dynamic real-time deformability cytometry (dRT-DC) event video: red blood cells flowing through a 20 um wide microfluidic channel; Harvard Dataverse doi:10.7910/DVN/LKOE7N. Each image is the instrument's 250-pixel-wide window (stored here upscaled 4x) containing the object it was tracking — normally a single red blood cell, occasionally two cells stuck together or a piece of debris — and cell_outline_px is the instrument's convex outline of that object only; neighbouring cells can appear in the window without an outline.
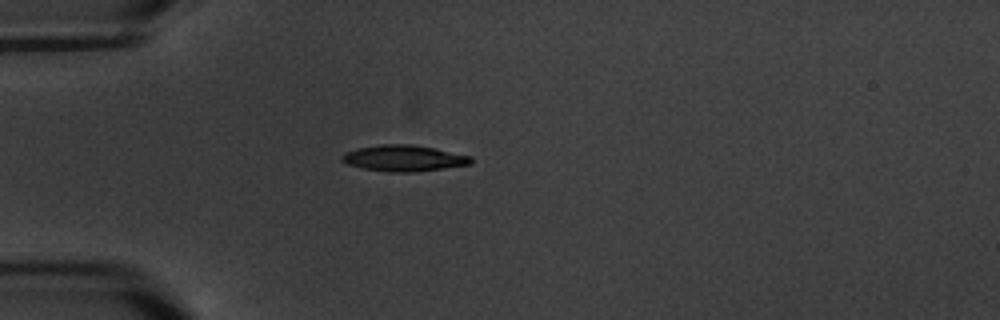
{"species": "common noctule bat (a hibernating species)", "species_latin": "Nyctalus noctula", "temperature_condition": "warm", "stored_images_in_passage": 2, "camera_frame_rate_fps": 3000, "um_per_image_px": 0.085, "animal": {"sex": "male", "body_mass_g": 20.1, "forearm_length_mm": 53.5}, "frame": {"image": 1, "passage_image": 1, "time_ms": 0.0, "image_size_px": [1000, 320], "cell_outline_px": [[472, 164], [416, 172], [392, 172], [364, 168], [348, 164], [340, 160], [340, 156], [344, 152], [356, 148], [380, 144], [412, 144], [472, 156]], "centroid_in_image_um": [34.3, 13.44], "position_along_channel_um": 50.7, "area_um2": 19.65}}